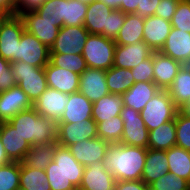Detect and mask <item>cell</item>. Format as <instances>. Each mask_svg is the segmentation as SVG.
<instances>
[{"label": "cell", "instance_id": "6da1fadb", "mask_svg": "<svg viewBox=\"0 0 190 190\" xmlns=\"http://www.w3.org/2000/svg\"><path fill=\"white\" fill-rule=\"evenodd\" d=\"M147 149L122 143L110 144L105 166L116 181L141 180Z\"/></svg>", "mask_w": 190, "mask_h": 190}, {"label": "cell", "instance_id": "7a4b0ae2", "mask_svg": "<svg viewBox=\"0 0 190 190\" xmlns=\"http://www.w3.org/2000/svg\"><path fill=\"white\" fill-rule=\"evenodd\" d=\"M31 146L54 143L58 137V121L44 117L32 107L8 121Z\"/></svg>", "mask_w": 190, "mask_h": 190}, {"label": "cell", "instance_id": "3957f363", "mask_svg": "<svg viewBox=\"0 0 190 190\" xmlns=\"http://www.w3.org/2000/svg\"><path fill=\"white\" fill-rule=\"evenodd\" d=\"M84 169L67 147L57 145L53 161L45 169L51 190H73L80 186Z\"/></svg>", "mask_w": 190, "mask_h": 190}, {"label": "cell", "instance_id": "277c9868", "mask_svg": "<svg viewBox=\"0 0 190 190\" xmlns=\"http://www.w3.org/2000/svg\"><path fill=\"white\" fill-rule=\"evenodd\" d=\"M9 83L18 85L32 103L48 88L44 68L24 61L10 63Z\"/></svg>", "mask_w": 190, "mask_h": 190}, {"label": "cell", "instance_id": "5b68a950", "mask_svg": "<svg viewBox=\"0 0 190 190\" xmlns=\"http://www.w3.org/2000/svg\"><path fill=\"white\" fill-rule=\"evenodd\" d=\"M114 40L98 34H89L82 50L87 67L107 71L114 64Z\"/></svg>", "mask_w": 190, "mask_h": 190}, {"label": "cell", "instance_id": "8992f818", "mask_svg": "<svg viewBox=\"0 0 190 190\" xmlns=\"http://www.w3.org/2000/svg\"><path fill=\"white\" fill-rule=\"evenodd\" d=\"M178 112L167 90H160L156 93L140 111L143 122L148 131L172 121Z\"/></svg>", "mask_w": 190, "mask_h": 190}, {"label": "cell", "instance_id": "52a82bcc", "mask_svg": "<svg viewBox=\"0 0 190 190\" xmlns=\"http://www.w3.org/2000/svg\"><path fill=\"white\" fill-rule=\"evenodd\" d=\"M123 120V133L120 143L128 146L148 148L149 131L146 128L140 112L123 106L120 113Z\"/></svg>", "mask_w": 190, "mask_h": 190}, {"label": "cell", "instance_id": "ba28073f", "mask_svg": "<svg viewBox=\"0 0 190 190\" xmlns=\"http://www.w3.org/2000/svg\"><path fill=\"white\" fill-rule=\"evenodd\" d=\"M32 107L33 103L18 85L7 83L0 87V122H8Z\"/></svg>", "mask_w": 190, "mask_h": 190}, {"label": "cell", "instance_id": "9c48e42d", "mask_svg": "<svg viewBox=\"0 0 190 190\" xmlns=\"http://www.w3.org/2000/svg\"><path fill=\"white\" fill-rule=\"evenodd\" d=\"M25 30L21 16L11 15L0 30V56L13 63L17 61L18 42Z\"/></svg>", "mask_w": 190, "mask_h": 190}, {"label": "cell", "instance_id": "30bf717a", "mask_svg": "<svg viewBox=\"0 0 190 190\" xmlns=\"http://www.w3.org/2000/svg\"><path fill=\"white\" fill-rule=\"evenodd\" d=\"M50 48L36 36L24 30L18 42L17 61H24L38 68H44L49 63Z\"/></svg>", "mask_w": 190, "mask_h": 190}, {"label": "cell", "instance_id": "8fae6325", "mask_svg": "<svg viewBox=\"0 0 190 190\" xmlns=\"http://www.w3.org/2000/svg\"><path fill=\"white\" fill-rule=\"evenodd\" d=\"M89 34L84 26H61L50 53L82 54Z\"/></svg>", "mask_w": 190, "mask_h": 190}, {"label": "cell", "instance_id": "7c38bea8", "mask_svg": "<svg viewBox=\"0 0 190 190\" xmlns=\"http://www.w3.org/2000/svg\"><path fill=\"white\" fill-rule=\"evenodd\" d=\"M97 135V123L93 119L73 123H58L57 143L69 147L86 139H93Z\"/></svg>", "mask_w": 190, "mask_h": 190}, {"label": "cell", "instance_id": "4fadbf2b", "mask_svg": "<svg viewBox=\"0 0 190 190\" xmlns=\"http://www.w3.org/2000/svg\"><path fill=\"white\" fill-rule=\"evenodd\" d=\"M109 145L108 142L96 137L70 145L68 149L79 163L87 167L93 162H105Z\"/></svg>", "mask_w": 190, "mask_h": 190}, {"label": "cell", "instance_id": "5bb4252c", "mask_svg": "<svg viewBox=\"0 0 190 190\" xmlns=\"http://www.w3.org/2000/svg\"><path fill=\"white\" fill-rule=\"evenodd\" d=\"M21 17L25 30L36 36L48 48L54 44L61 28L57 21L42 19L35 11L26 12Z\"/></svg>", "mask_w": 190, "mask_h": 190}, {"label": "cell", "instance_id": "9a60e30c", "mask_svg": "<svg viewBox=\"0 0 190 190\" xmlns=\"http://www.w3.org/2000/svg\"><path fill=\"white\" fill-rule=\"evenodd\" d=\"M153 52L154 50L144 41L129 45H116L113 66L132 69L151 57Z\"/></svg>", "mask_w": 190, "mask_h": 190}, {"label": "cell", "instance_id": "2e32d148", "mask_svg": "<svg viewBox=\"0 0 190 190\" xmlns=\"http://www.w3.org/2000/svg\"><path fill=\"white\" fill-rule=\"evenodd\" d=\"M79 92L85 95L92 103L110 92L106 82V71L88 67L80 75Z\"/></svg>", "mask_w": 190, "mask_h": 190}, {"label": "cell", "instance_id": "e0dca14e", "mask_svg": "<svg viewBox=\"0 0 190 190\" xmlns=\"http://www.w3.org/2000/svg\"><path fill=\"white\" fill-rule=\"evenodd\" d=\"M67 103L68 94L48 87L41 96L33 102V108L39 115L59 121Z\"/></svg>", "mask_w": 190, "mask_h": 190}, {"label": "cell", "instance_id": "ac0fdd59", "mask_svg": "<svg viewBox=\"0 0 190 190\" xmlns=\"http://www.w3.org/2000/svg\"><path fill=\"white\" fill-rule=\"evenodd\" d=\"M0 140L12 162H22L31 147L9 122H0Z\"/></svg>", "mask_w": 190, "mask_h": 190}, {"label": "cell", "instance_id": "d6986e66", "mask_svg": "<svg viewBox=\"0 0 190 190\" xmlns=\"http://www.w3.org/2000/svg\"><path fill=\"white\" fill-rule=\"evenodd\" d=\"M47 86L62 93L72 94L79 91L80 75L52 65L50 62L44 67Z\"/></svg>", "mask_w": 190, "mask_h": 190}, {"label": "cell", "instance_id": "ffe728a7", "mask_svg": "<svg viewBox=\"0 0 190 190\" xmlns=\"http://www.w3.org/2000/svg\"><path fill=\"white\" fill-rule=\"evenodd\" d=\"M182 64L160 51L153 52V82L161 89L167 90L173 83Z\"/></svg>", "mask_w": 190, "mask_h": 190}, {"label": "cell", "instance_id": "44dd1931", "mask_svg": "<svg viewBox=\"0 0 190 190\" xmlns=\"http://www.w3.org/2000/svg\"><path fill=\"white\" fill-rule=\"evenodd\" d=\"M172 29L171 21L152 15L144 18L143 41L154 51H160Z\"/></svg>", "mask_w": 190, "mask_h": 190}, {"label": "cell", "instance_id": "7402d4cb", "mask_svg": "<svg viewBox=\"0 0 190 190\" xmlns=\"http://www.w3.org/2000/svg\"><path fill=\"white\" fill-rule=\"evenodd\" d=\"M160 52L182 65L190 63V33L180 29H171L164 46Z\"/></svg>", "mask_w": 190, "mask_h": 190}, {"label": "cell", "instance_id": "603a6c76", "mask_svg": "<svg viewBox=\"0 0 190 190\" xmlns=\"http://www.w3.org/2000/svg\"><path fill=\"white\" fill-rule=\"evenodd\" d=\"M116 179L105 162H93L85 167L81 187L86 190H114Z\"/></svg>", "mask_w": 190, "mask_h": 190}, {"label": "cell", "instance_id": "cb8c5ba5", "mask_svg": "<svg viewBox=\"0 0 190 190\" xmlns=\"http://www.w3.org/2000/svg\"><path fill=\"white\" fill-rule=\"evenodd\" d=\"M93 103L81 92L68 94V103L58 123H77L92 119Z\"/></svg>", "mask_w": 190, "mask_h": 190}, {"label": "cell", "instance_id": "d4e9b609", "mask_svg": "<svg viewBox=\"0 0 190 190\" xmlns=\"http://www.w3.org/2000/svg\"><path fill=\"white\" fill-rule=\"evenodd\" d=\"M161 89L154 82L134 83L122 94L123 105L140 112L147 102Z\"/></svg>", "mask_w": 190, "mask_h": 190}, {"label": "cell", "instance_id": "484cf974", "mask_svg": "<svg viewBox=\"0 0 190 190\" xmlns=\"http://www.w3.org/2000/svg\"><path fill=\"white\" fill-rule=\"evenodd\" d=\"M112 10V8L100 0L88 4L83 26L90 34L104 36V29H107L108 15Z\"/></svg>", "mask_w": 190, "mask_h": 190}, {"label": "cell", "instance_id": "4316f807", "mask_svg": "<svg viewBox=\"0 0 190 190\" xmlns=\"http://www.w3.org/2000/svg\"><path fill=\"white\" fill-rule=\"evenodd\" d=\"M167 151L148 148L141 180L147 185L168 172Z\"/></svg>", "mask_w": 190, "mask_h": 190}, {"label": "cell", "instance_id": "83f0119b", "mask_svg": "<svg viewBox=\"0 0 190 190\" xmlns=\"http://www.w3.org/2000/svg\"><path fill=\"white\" fill-rule=\"evenodd\" d=\"M123 106L121 94L109 93L93 103L92 119L96 123L112 119L120 115Z\"/></svg>", "mask_w": 190, "mask_h": 190}, {"label": "cell", "instance_id": "f1b7e54d", "mask_svg": "<svg viewBox=\"0 0 190 190\" xmlns=\"http://www.w3.org/2000/svg\"><path fill=\"white\" fill-rule=\"evenodd\" d=\"M144 18L135 13L126 14L125 21L118 32L116 45H129L143 41Z\"/></svg>", "mask_w": 190, "mask_h": 190}, {"label": "cell", "instance_id": "f546056e", "mask_svg": "<svg viewBox=\"0 0 190 190\" xmlns=\"http://www.w3.org/2000/svg\"><path fill=\"white\" fill-rule=\"evenodd\" d=\"M173 146H176L175 119L149 131L148 148L167 151Z\"/></svg>", "mask_w": 190, "mask_h": 190}, {"label": "cell", "instance_id": "4dcf8cb0", "mask_svg": "<svg viewBox=\"0 0 190 190\" xmlns=\"http://www.w3.org/2000/svg\"><path fill=\"white\" fill-rule=\"evenodd\" d=\"M168 172L190 183V151L173 146L167 150Z\"/></svg>", "mask_w": 190, "mask_h": 190}, {"label": "cell", "instance_id": "1f68e13d", "mask_svg": "<svg viewBox=\"0 0 190 190\" xmlns=\"http://www.w3.org/2000/svg\"><path fill=\"white\" fill-rule=\"evenodd\" d=\"M20 188L23 190H51L46 171L20 162Z\"/></svg>", "mask_w": 190, "mask_h": 190}, {"label": "cell", "instance_id": "d6a6232c", "mask_svg": "<svg viewBox=\"0 0 190 190\" xmlns=\"http://www.w3.org/2000/svg\"><path fill=\"white\" fill-rule=\"evenodd\" d=\"M57 142L31 146L22 161L26 166L36 169H46L53 161Z\"/></svg>", "mask_w": 190, "mask_h": 190}, {"label": "cell", "instance_id": "836d02e7", "mask_svg": "<svg viewBox=\"0 0 190 190\" xmlns=\"http://www.w3.org/2000/svg\"><path fill=\"white\" fill-rule=\"evenodd\" d=\"M170 97L179 108L190 99V70L183 65L178 71L172 85L167 89Z\"/></svg>", "mask_w": 190, "mask_h": 190}, {"label": "cell", "instance_id": "e575fe53", "mask_svg": "<svg viewBox=\"0 0 190 190\" xmlns=\"http://www.w3.org/2000/svg\"><path fill=\"white\" fill-rule=\"evenodd\" d=\"M106 82L111 94H124L134 83L131 69L112 66L106 71Z\"/></svg>", "mask_w": 190, "mask_h": 190}, {"label": "cell", "instance_id": "d590c367", "mask_svg": "<svg viewBox=\"0 0 190 190\" xmlns=\"http://www.w3.org/2000/svg\"><path fill=\"white\" fill-rule=\"evenodd\" d=\"M123 129V120L120 118V115L97 123L98 137L109 144L120 143Z\"/></svg>", "mask_w": 190, "mask_h": 190}, {"label": "cell", "instance_id": "8d00e7d4", "mask_svg": "<svg viewBox=\"0 0 190 190\" xmlns=\"http://www.w3.org/2000/svg\"><path fill=\"white\" fill-rule=\"evenodd\" d=\"M49 62L79 75L88 68L82 54L50 53Z\"/></svg>", "mask_w": 190, "mask_h": 190}, {"label": "cell", "instance_id": "74e56055", "mask_svg": "<svg viewBox=\"0 0 190 190\" xmlns=\"http://www.w3.org/2000/svg\"><path fill=\"white\" fill-rule=\"evenodd\" d=\"M88 4L77 0H65L63 26H83Z\"/></svg>", "mask_w": 190, "mask_h": 190}, {"label": "cell", "instance_id": "f35d334b", "mask_svg": "<svg viewBox=\"0 0 190 190\" xmlns=\"http://www.w3.org/2000/svg\"><path fill=\"white\" fill-rule=\"evenodd\" d=\"M20 188V162H10L0 166V190Z\"/></svg>", "mask_w": 190, "mask_h": 190}, {"label": "cell", "instance_id": "ab89813d", "mask_svg": "<svg viewBox=\"0 0 190 190\" xmlns=\"http://www.w3.org/2000/svg\"><path fill=\"white\" fill-rule=\"evenodd\" d=\"M149 190H190V183L180 176L167 172L166 175L150 183Z\"/></svg>", "mask_w": 190, "mask_h": 190}, {"label": "cell", "instance_id": "60d3db41", "mask_svg": "<svg viewBox=\"0 0 190 190\" xmlns=\"http://www.w3.org/2000/svg\"><path fill=\"white\" fill-rule=\"evenodd\" d=\"M65 11V0H46L44 4L35 10L42 19L57 21L63 26V17Z\"/></svg>", "mask_w": 190, "mask_h": 190}, {"label": "cell", "instance_id": "b9f144b4", "mask_svg": "<svg viewBox=\"0 0 190 190\" xmlns=\"http://www.w3.org/2000/svg\"><path fill=\"white\" fill-rule=\"evenodd\" d=\"M176 146L190 151V118L184 117L179 112L175 116Z\"/></svg>", "mask_w": 190, "mask_h": 190}, {"label": "cell", "instance_id": "7bdbcfd3", "mask_svg": "<svg viewBox=\"0 0 190 190\" xmlns=\"http://www.w3.org/2000/svg\"><path fill=\"white\" fill-rule=\"evenodd\" d=\"M173 28L190 33V0H180L172 17Z\"/></svg>", "mask_w": 190, "mask_h": 190}, {"label": "cell", "instance_id": "ee69618b", "mask_svg": "<svg viewBox=\"0 0 190 190\" xmlns=\"http://www.w3.org/2000/svg\"><path fill=\"white\" fill-rule=\"evenodd\" d=\"M126 14L119 9H113L108 15L107 29H104V37L115 40L118 32L124 24Z\"/></svg>", "mask_w": 190, "mask_h": 190}, {"label": "cell", "instance_id": "f6af8a7d", "mask_svg": "<svg viewBox=\"0 0 190 190\" xmlns=\"http://www.w3.org/2000/svg\"><path fill=\"white\" fill-rule=\"evenodd\" d=\"M135 83L153 82V54L137 66L131 69Z\"/></svg>", "mask_w": 190, "mask_h": 190}, {"label": "cell", "instance_id": "bcb514c9", "mask_svg": "<svg viewBox=\"0 0 190 190\" xmlns=\"http://www.w3.org/2000/svg\"><path fill=\"white\" fill-rule=\"evenodd\" d=\"M179 1L180 0H160L154 15L171 21Z\"/></svg>", "mask_w": 190, "mask_h": 190}, {"label": "cell", "instance_id": "7dc6e473", "mask_svg": "<svg viewBox=\"0 0 190 190\" xmlns=\"http://www.w3.org/2000/svg\"><path fill=\"white\" fill-rule=\"evenodd\" d=\"M46 0H19L18 4L14 7V14L21 16L22 14L35 11L40 8Z\"/></svg>", "mask_w": 190, "mask_h": 190}, {"label": "cell", "instance_id": "c3c4849f", "mask_svg": "<svg viewBox=\"0 0 190 190\" xmlns=\"http://www.w3.org/2000/svg\"><path fill=\"white\" fill-rule=\"evenodd\" d=\"M160 0H139L136 14L143 18L155 14V10Z\"/></svg>", "mask_w": 190, "mask_h": 190}, {"label": "cell", "instance_id": "681fc988", "mask_svg": "<svg viewBox=\"0 0 190 190\" xmlns=\"http://www.w3.org/2000/svg\"><path fill=\"white\" fill-rule=\"evenodd\" d=\"M114 190H149L142 180L116 181Z\"/></svg>", "mask_w": 190, "mask_h": 190}, {"label": "cell", "instance_id": "f907efd6", "mask_svg": "<svg viewBox=\"0 0 190 190\" xmlns=\"http://www.w3.org/2000/svg\"><path fill=\"white\" fill-rule=\"evenodd\" d=\"M10 62L0 56V87L9 83Z\"/></svg>", "mask_w": 190, "mask_h": 190}, {"label": "cell", "instance_id": "816d5d0a", "mask_svg": "<svg viewBox=\"0 0 190 190\" xmlns=\"http://www.w3.org/2000/svg\"><path fill=\"white\" fill-rule=\"evenodd\" d=\"M138 3L139 0H122L119 10L125 14H136Z\"/></svg>", "mask_w": 190, "mask_h": 190}, {"label": "cell", "instance_id": "f5cc1de1", "mask_svg": "<svg viewBox=\"0 0 190 190\" xmlns=\"http://www.w3.org/2000/svg\"><path fill=\"white\" fill-rule=\"evenodd\" d=\"M10 162L12 161L8 158L5 152V149L3 147V144L1 143V140H0V166L9 164Z\"/></svg>", "mask_w": 190, "mask_h": 190}, {"label": "cell", "instance_id": "db71d44e", "mask_svg": "<svg viewBox=\"0 0 190 190\" xmlns=\"http://www.w3.org/2000/svg\"><path fill=\"white\" fill-rule=\"evenodd\" d=\"M0 9L14 15V7L7 0H0Z\"/></svg>", "mask_w": 190, "mask_h": 190}, {"label": "cell", "instance_id": "11a10c76", "mask_svg": "<svg viewBox=\"0 0 190 190\" xmlns=\"http://www.w3.org/2000/svg\"><path fill=\"white\" fill-rule=\"evenodd\" d=\"M178 112L184 117L190 118V99L187 103L178 108Z\"/></svg>", "mask_w": 190, "mask_h": 190}, {"label": "cell", "instance_id": "9f6ffc18", "mask_svg": "<svg viewBox=\"0 0 190 190\" xmlns=\"http://www.w3.org/2000/svg\"><path fill=\"white\" fill-rule=\"evenodd\" d=\"M100 1L104 2L107 6H109L112 9H119L122 3V0H100Z\"/></svg>", "mask_w": 190, "mask_h": 190}, {"label": "cell", "instance_id": "6f0895ef", "mask_svg": "<svg viewBox=\"0 0 190 190\" xmlns=\"http://www.w3.org/2000/svg\"><path fill=\"white\" fill-rule=\"evenodd\" d=\"M10 16V13L0 9V30L2 29L3 24Z\"/></svg>", "mask_w": 190, "mask_h": 190}, {"label": "cell", "instance_id": "680465c9", "mask_svg": "<svg viewBox=\"0 0 190 190\" xmlns=\"http://www.w3.org/2000/svg\"><path fill=\"white\" fill-rule=\"evenodd\" d=\"M13 7H15L17 4H18V2H19V0H7Z\"/></svg>", "mask_w": 190, "mask_h": 190}, {"label": "cell", "instance_id": "91938a15", "mask_svg": "<svg viewBox=\"0 0 190 190\" xmlns=\"http://www.w3.org/2000/svg\"><path fill=\"white\" fill-rule=\"evenodd\" d=\"M77 1H80V2H82L84 4H90V3H92V2H94L96 0H77Z\"/></svg>", "mask_w": 190, "mask_h": 190}, {"label": "cell", "instance_id": "94428289", "mask_svg": "<svg viewBox=\"0 0 190 190\" xmlns=\"http://www.w3.org/2000/svg\"><path fill=\"white\" fill-rule=\"evenodd\" d=\"M73 190H86V189L81 186H75Z\"/></svg>", "mask_w": 190, "mask_h": 190}, {"label": "cell", "instance_id": "6125c7cd", "mask_svg": "<svg viewBox=\"0 0 190 190\" xmlns=\"http://www.w3.org/2000/svg\"><path fill=\"white\" fill-rule=\"evenodd\" d=\"M190 70V63L185 65Z\"/></svg>", "mask_w": 190, "mask_h": 190}]
</instances>
